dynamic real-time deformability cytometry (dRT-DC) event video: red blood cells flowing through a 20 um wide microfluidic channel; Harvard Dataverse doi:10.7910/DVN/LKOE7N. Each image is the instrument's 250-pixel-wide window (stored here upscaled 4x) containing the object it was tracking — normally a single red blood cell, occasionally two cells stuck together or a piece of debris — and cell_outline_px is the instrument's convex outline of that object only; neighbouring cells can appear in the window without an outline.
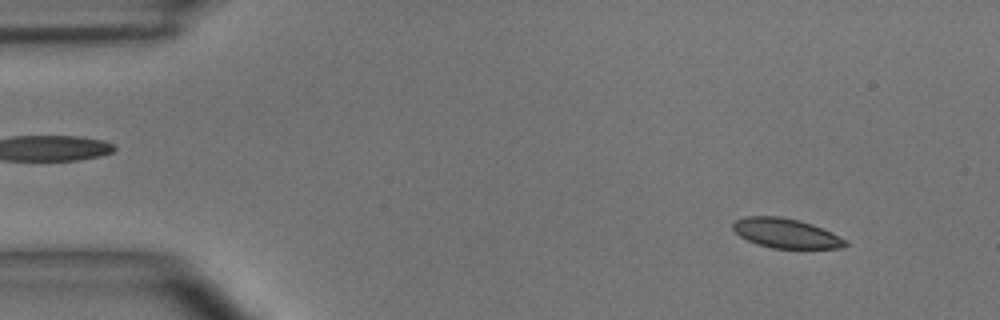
{"species": "common noctule bat (a hibernating species)", "species_latin": "Nyctalus noctula", "temperature_condition": "room temperature", "stored_images_in_passage": 48, "camera_frame_rate_fps": 3000, "um_per_image_px": 0.085, "animal": {"sex": "male", "body_mass_g": 15.6}, "frame": {"image": 1, "passage_image": 4, "time_ms": 1.0, "image_size_px": [1000, 320], "cell_outline_px": [[848, 244], [844, 248], [772, 248], [756, 244], [740, 236], [732, 228], [732, 224], [736, 220], [744, 216], [780, 216], [800, 220], [812, 224], [844, 240]], "centroid_in_image_um": [66.74, 19.82], "position_along_channel_um": 18.3, "area_um2": 19.13}}
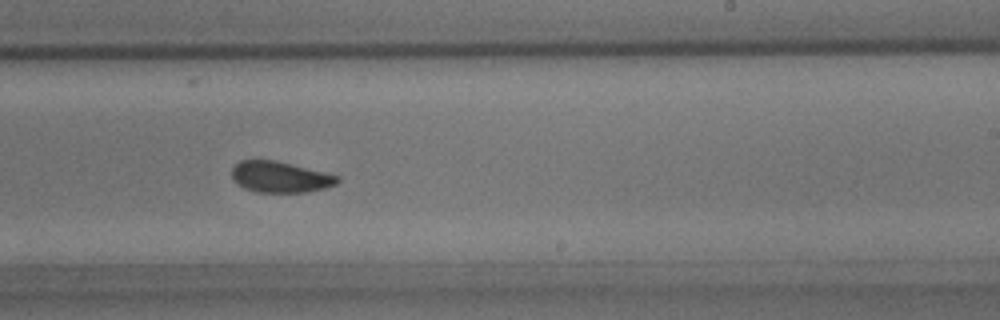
{"frame": {"image": 2, "passage_image": 29, "time_ms": 9.333, "image_size_px": [1000, 320], "cell_outline_px": [[340, 180], [336, 184], [324, 188], [308, 192], [256, 192], [244, 188], [236, 184], [232, 180], [232, 168], [240, 160], [276, 160], [340, 176]], "centroid_in_image_um": [23.79, 15.04], "position_along_channel_um": 265.2, "area_um2": 19.19}}
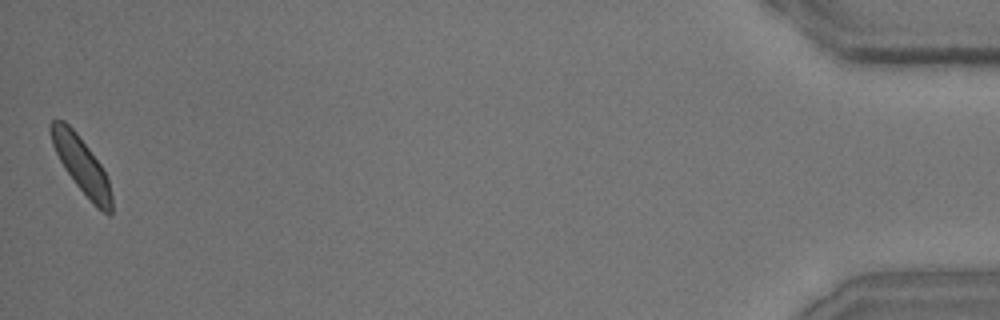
{"frame": {"image": 3, "passage_image": 48, "time_ms": 15.667, "image_size_px": [1000, 320], "cell_outline_px": [[112, 212], [108, 216], [96, 208], [76, 184], [64, 168], [52, 144], [48, 128], [48, 124], [52, 120], [64, 120], [76, 132], [100, 164], [108, 180], [112, 196]], "centroid_in_image_um": [6.91, 14.04], "position_along_channel_um": 428.3, "area_um2": 19.71}, "authors_computed_cell_mechanics": {"area_um2": 20.1722, "velocity_mm_per_s": 4.0326, "shape_relaxation_time_tau1_ms": 3.5426, "shape_relaxation_time_tau2_ms": 1.7016, "deformation_change_tau1": 0.105, "deformation_change_tau2": 0.0535}}